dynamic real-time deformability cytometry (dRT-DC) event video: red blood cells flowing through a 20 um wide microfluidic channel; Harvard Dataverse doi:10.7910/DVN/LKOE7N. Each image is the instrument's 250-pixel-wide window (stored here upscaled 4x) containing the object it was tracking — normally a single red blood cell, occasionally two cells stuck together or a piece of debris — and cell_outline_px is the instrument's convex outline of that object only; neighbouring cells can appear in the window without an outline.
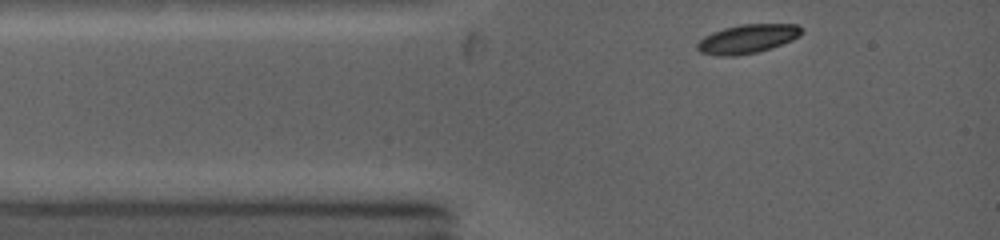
{"species": "common noctule bat (a hibernating species)", "species_latin": "Nyctalus noctula", "temperature_condition": "warm", "stored_images_in_passage": 24, "camera_frame_rate_fps": 5000, "um_per_image_px": 0.085, "animal": {"sex": "female", "body_mass_g": 19.0, "forearm_length_mm": 53.3}, "frame": {"image": 1, "passage_image": 1, "time_ms": 0.0, "image_size_px": [1000, 240], "cell_outline_px": [[800, 32], [792, 40], [756, 52], [732, 56], [720, 56], [700, 52], [696, 48], [696, 44], [704, 36], [712, 32], [724, 28], [740, 24], [796, 24], [800, 28]], "centroid_in_image_um": [63.45, 3.3], "position_along_channel_um": 21.6, "area_um2": 17.17}}
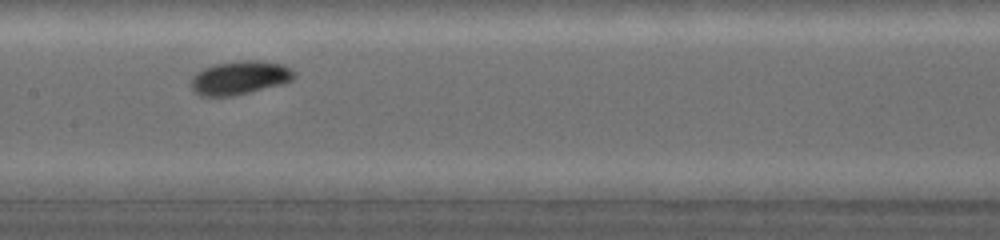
{"frame": {"image": 2, "passage_image": 14, "time_ms": 4.4, "image_size_px": [1000, 240], "cell_outline_px": [[296, 72], [288, 80], [276, 84], [228, 96], [204, 96], [196, 92], [192, 84], [192, 80], [204, 68], [212, 64], [236, 60], [264, 60], [284, 64], [292, 68]], "centroid_in_image_um": [20.39, 6.55], "position_along_channel_um": 187.0, "area_um2": 19.42}}
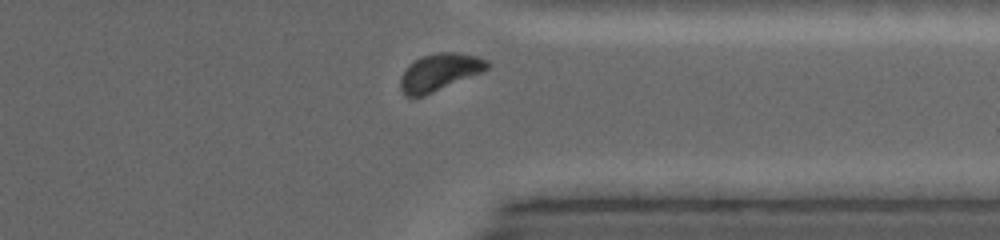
{"frame": {"image": 3, "passage_image": 23, "time_ms": 8.8, "image_size_px": [1000, 240], "cell_outline_px": [[492, 64], [488, 68], [480, 72], [424, 96], [404, 96], [400, 88], [400, 76], [408, 64], [420, 56], [440, 52], [456, 52], [476, 56], [488, 60]], "centroid_in_image_um": [37.32, 6.12], "position_along_channel_um": 374.1, "area_um2": 18.79}, "authors_computed_cell_mechanics": {"area_um2": 18.3226, "velocity_mm_per_s": 4.259, "shape_relaxation_time_tau1_ms": 4.9828, "shape_relaxation_time_tau2_ms": null, "deformation_change_tau1": 0.1836, "deformation_change_tau2": null}}